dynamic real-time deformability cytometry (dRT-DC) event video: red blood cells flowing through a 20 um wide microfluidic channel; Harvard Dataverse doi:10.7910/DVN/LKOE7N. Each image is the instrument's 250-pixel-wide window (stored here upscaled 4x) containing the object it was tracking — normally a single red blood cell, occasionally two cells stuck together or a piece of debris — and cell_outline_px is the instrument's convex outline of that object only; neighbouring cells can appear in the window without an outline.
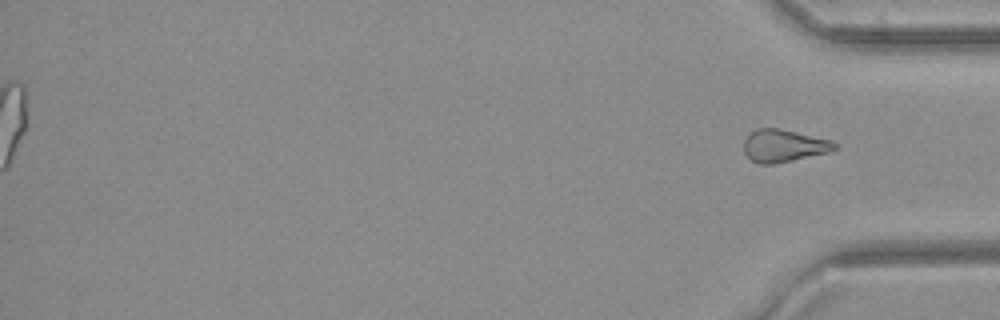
{"species": "common noctule bat (a hibernating species)", "species_latin": "Nyctalus noctula", "temperature_condition": "cold", "stored_images_in_passage": 34, "segment_of_instrument_passage": [2, 2], "camera_frame_rate_fps": 3000, "um_per_image_px": 0.085, "animal": {"sex": "female", "body_mass_g": 21.9}, "frame": {"image": 1, "passage_image": 34, "time_ms": 11.0, "image_size_px": [1000, 320], "cell_outline_px": [[836, 148], [828, 152], [776, 164], [760, 164], [752, 160], [744, 152], [744, 140], [756, 128], [780, 128], [832, 140], [836, 144]], "centroid_in_image_um": [66.61, 12.38], "position_along_channel_um": 368.6, "area_um2": 17.11}}